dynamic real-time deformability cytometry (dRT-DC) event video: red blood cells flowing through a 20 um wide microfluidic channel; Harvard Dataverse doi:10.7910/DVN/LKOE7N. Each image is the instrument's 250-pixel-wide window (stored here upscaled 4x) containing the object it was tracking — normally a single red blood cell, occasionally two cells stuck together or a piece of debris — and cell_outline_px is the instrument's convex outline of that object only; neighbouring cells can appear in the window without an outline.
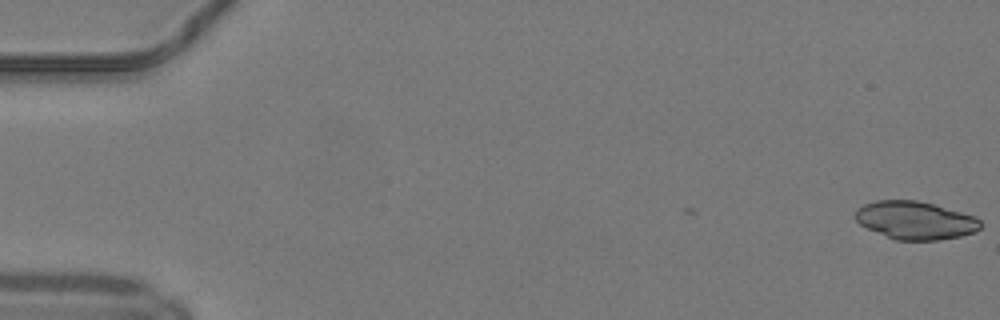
{"species": "common noctule bat (a hibernating species)", "species_latin": "Nyctalus noctula", "temperature_condition": "warm", "stored_images_in_passage": 2, "camera_frame_rate_fps": 3000, "um_per_image_px": 0.085, "animal": {"sex": "male", "body_mass_g": 19.2, "forearm_length_mm": 51.8}, "frame": {"image": 1, "passage_image": 2, "time_ms": 0.333, "image_size_px": [1000, 320], "cell_outline_px": [[980, 228], [976, 232], [960, 236], [940, 240], [896, 240], [868, 228], [860, 224], [856, 220], [856, 208], [864, 204], [876, 200], [916, 200], [932, 204], [976, 216], [980, 220]], "centroid_in_image_um": [77.81, 18.72], "position_along_channel_um": 7.2, "area_um2": 27.57}}